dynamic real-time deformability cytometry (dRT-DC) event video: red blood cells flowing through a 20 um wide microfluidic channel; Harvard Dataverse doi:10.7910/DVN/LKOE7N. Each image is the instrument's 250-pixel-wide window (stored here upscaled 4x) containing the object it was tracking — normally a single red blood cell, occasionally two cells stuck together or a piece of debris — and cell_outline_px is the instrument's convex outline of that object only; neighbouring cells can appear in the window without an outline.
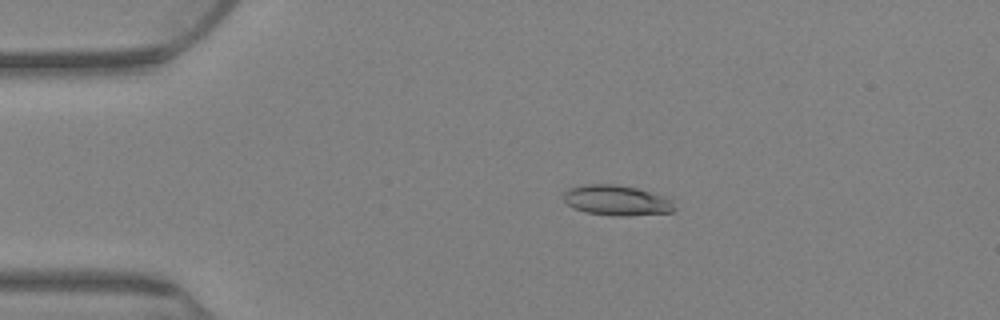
{"species": "Egyptian fruit bat (a non-hibernating species)", "species_latin": "Rousettus aegyptiacus", "temperature_condition": "warm", "stored_images_in_passage": 79, "camera_frame_rate_fps": 3000, "um_per_image_px": 0.085, "animal": {"sex": "female"}, "frame": {"image": 1, "passage_image": 17, "time_ms": 5.333, "image_size_px": [1000, 320], "cell_outline_px": [[676, 208], [672, 212], [628, 216], [616, 216], [584, 212], [568, 204], [564, 200], [564, 192], [568, 188], [588, 184], [616, 184], [636, 188], [672, 200]], "centroid_in_image_um": [52.41, 17.04], "position_along_channel_um": 32.6, "area_um2": 19.36}}
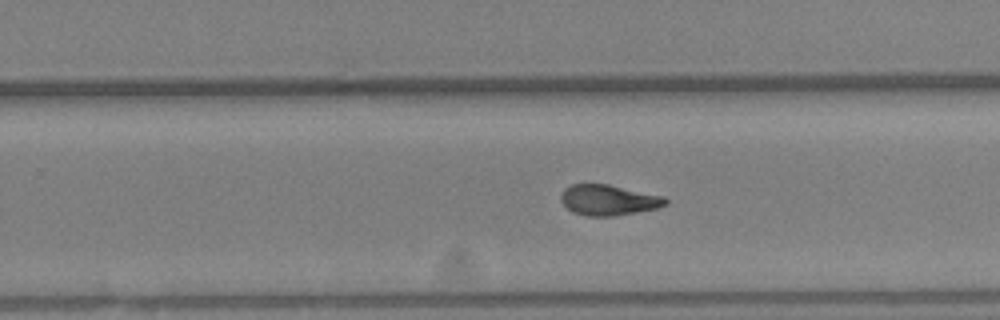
{"frame": {"image": 2, "passage_image": 51, "time_ms": 16.667, "image_size_px": [1000, 320], "cell_outline_px": [[668, 204], [656, 208], [636, 212], [612, 216], [588, 216], [572, 212], [560, 200], [560, 196], [564, 188], [572, 184], [608, 184], [664, 196], [668, 200]], "centroid_in_image_um": [51.72, 17.0], "position_along_channel_um": 278.1, "area_um2": 18.61}}
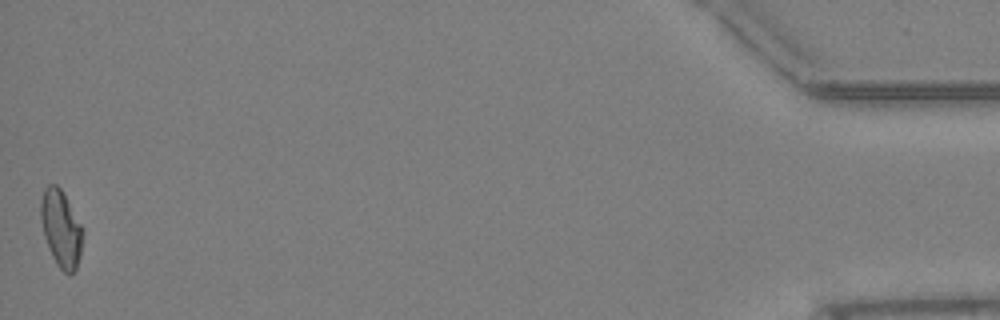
{"frame": {"image": 3, "passage_image": 79, "time_ms": 26.0, "image_size_px": [1000, 320], "cell_outline_px": [[80, 256], [76, 272], [72, 276], [68, 276], [56, 264], [48, 248], [44, 236], [40, 216], [40, 200], [44, 188], [48, 184], [56, 184], [64, 192], [80, 224]], "centroid_in_image_um": [5.15, 19.44], "position_along_channel_um": 430.1, "area_um2": 18.73}, "authors_computed_cell_mechanics": {"area_um2": 19.074, "velocity_mm_per_s": 2.6304, "shape_relaxation_time_tau1_ms": null, "shape_relaxation_time_tau2_ms": 3.7276, "deformation_change_tau1": null, "deformation_change_tau2": 0.1039}}